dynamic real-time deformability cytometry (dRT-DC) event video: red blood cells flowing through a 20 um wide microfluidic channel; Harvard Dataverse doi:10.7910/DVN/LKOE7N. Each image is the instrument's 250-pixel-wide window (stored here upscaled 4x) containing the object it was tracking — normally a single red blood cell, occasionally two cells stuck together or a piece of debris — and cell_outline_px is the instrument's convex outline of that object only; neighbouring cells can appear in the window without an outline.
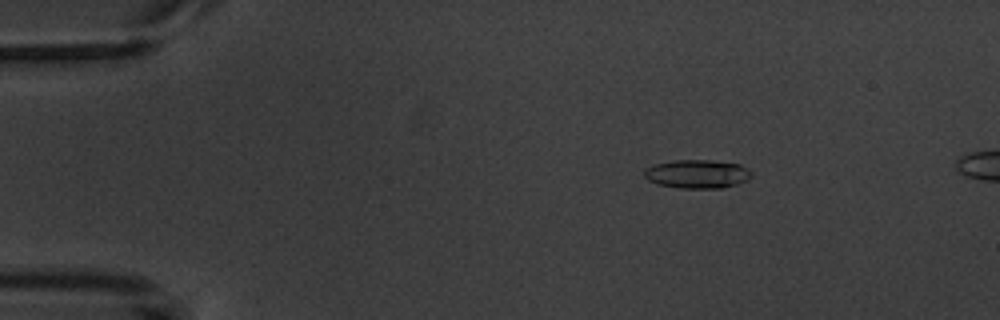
{"species": "common noctule bat (a hibernating species)", "species_latin": "Nyctalus noctula", "temperature_condition": "warm", "stored_images_in_passage": 6, "camera_frame_rate_fps": 3000, "um_per_image_px": 0.085, "animal": {"sex": "male", "body_mass_g": 20.1, "forearm_length_mm": 53.5}, "frame": {"image": 1, "passage_image": 3, "time_ms": 2.333, "image_size_px": [1000, 320], "cell_outline_px": [[752, 176], [748, 180], [724, 188], [680, 188], [656, 184], [648, 180], [644, 176], [644, 168], [656, 164], [676, 160], [708, 160], [740, 164], [748, 168], [752, 172]], "centroid_in_image_um": [59.28, 14.79], "position_along_channel_um": 25.7, "area_um2": 17.98}}